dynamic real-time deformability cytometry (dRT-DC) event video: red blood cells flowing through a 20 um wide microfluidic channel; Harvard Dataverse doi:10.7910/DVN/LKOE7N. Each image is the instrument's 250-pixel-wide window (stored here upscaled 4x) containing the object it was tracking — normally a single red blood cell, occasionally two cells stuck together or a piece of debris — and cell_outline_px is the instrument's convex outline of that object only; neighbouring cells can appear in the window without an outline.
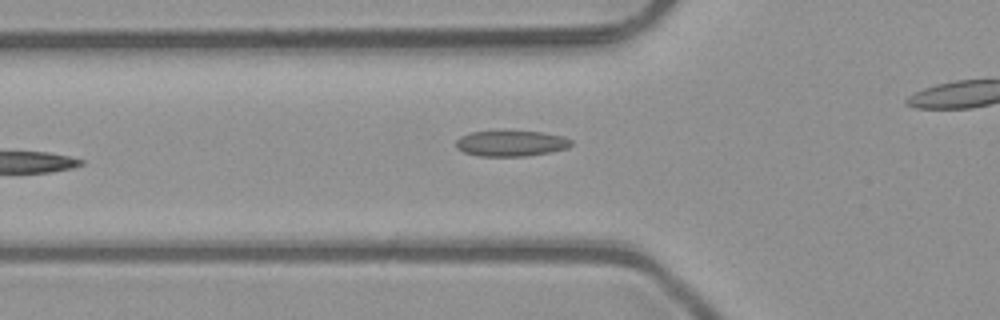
{"species": "common noctule bat (a hibernating species)", "species_latin": "Nyctalus noctula", "temperature_condition": "room temperature", "stored_images_in_passage": 6, "segment_of_instrument_passage": [1, 2], "camera_frame_rate_fps": 3000, "um_per_image_px": 0.085, "animal": {"sex": "male", "body_mass_g": 23.1, "forearm_length_mm": 52.7}, "frame": {"image": 1, "passage_image": 5, "time_ms": 1.333, "image_size_px": [1000, 320], "cell_outline_px": [[572, 144], [568, 148], [552, 152], [524, 156], [480, 156], [464, 152], [456, 148], [456, 140], [460, 136], [472, 132], [544, 132], [564, 136], [572, 140]], "centroid_in_image_um": [43.47, 12.2], "position_along_channel_um": 82.3, "area_um2": 17.17}}